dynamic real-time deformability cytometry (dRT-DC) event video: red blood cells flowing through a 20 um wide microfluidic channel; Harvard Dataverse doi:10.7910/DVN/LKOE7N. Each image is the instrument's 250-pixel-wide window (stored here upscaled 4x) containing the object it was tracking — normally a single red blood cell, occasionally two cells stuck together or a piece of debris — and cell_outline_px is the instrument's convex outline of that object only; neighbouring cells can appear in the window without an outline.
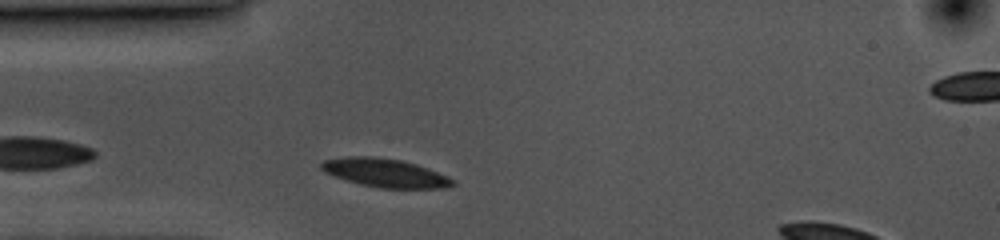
{"species": "common noctule bat (a hibernating species)", "species_latin": "Nyctalus noctula", "temperature_condition": "cold", "stored_images_in_passage": 32, "camera_frame_rate_fps": 3000, "um_per_image_px": 0.085, "animal": {"sex": "female", "body_mass_g": 10.0, "forearm_length_mm": 53.1}, "frame": {"image": 1, "passage_image": 3, "time_ms": 0.667, "image_size_px": [1000, 240], "cell_outline_px": [[456, 184], [444, 188], [380, 188], [360, 184], [324, 172], [320, 168], [320, 164], [324, 160], [348, 156], [372, 156], [400, 160], [416, 164], [428, 168], [448, 176], [456, 180]], "centroid_in_image_um": [32.77, 14.69], "position_along_channel_um": 52.2, "area_um2": 21.79}}
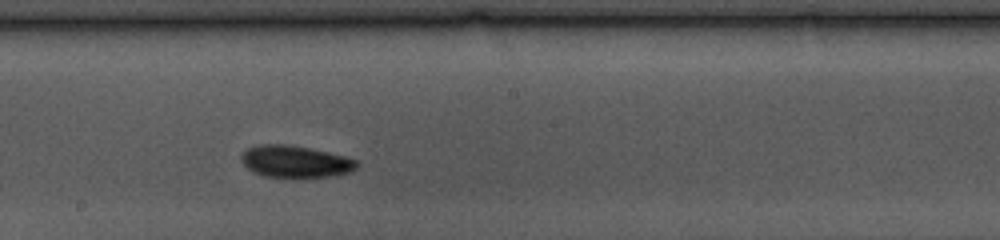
{"frame": {"image": 2, "passage_image": 18, "time_ms": 5.667, "image_size_px": [1000, 240], "cell_outline_px": [[360, 164], [352, 172], [332, 176], [296, 180], [292, 180], [264, 176], [252, 172], [240, 160], [240, 156], [248, 148], [256, 144], [288, 144], [312, 148], [344, 156], [356, 160]], "centroid_in_image_um": [25.1, 13.77], "position_along_channel_um": 223.1, "area_um2": 22.48}}
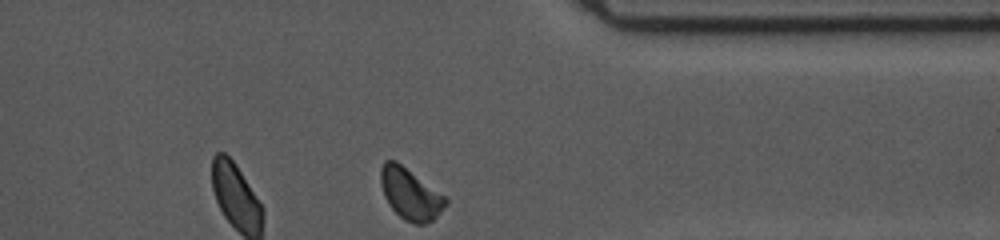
{"frame": {"image": 3, "passage_image": 32, "time_ms": 10.333, "image_size_px": [1000, 240], "cell_outline_px": [[448, 200], [440, 212], [432, 220], [424, 224], [416, 224], [404, 220], [392, 208], [384, 196], [380, 184], [380, 168], [384, 160], [396, 160], [448, 196]], "centroid_in_image_um": [34.88, 16.45], "position_along_channel_um": 376.5, "area_um2": 19.65}, "authors_computed_cell_mechanics": {"area_um2": 21.1837, "velocity_mm_per_s": 3.5019, "shape_relaxation_time_tau1_ms": 2.0092, "shape_relaxation_time_tau2_ms": null, "deformation_change_tau1": 0.0783, "deformation_change_tau2": null}}